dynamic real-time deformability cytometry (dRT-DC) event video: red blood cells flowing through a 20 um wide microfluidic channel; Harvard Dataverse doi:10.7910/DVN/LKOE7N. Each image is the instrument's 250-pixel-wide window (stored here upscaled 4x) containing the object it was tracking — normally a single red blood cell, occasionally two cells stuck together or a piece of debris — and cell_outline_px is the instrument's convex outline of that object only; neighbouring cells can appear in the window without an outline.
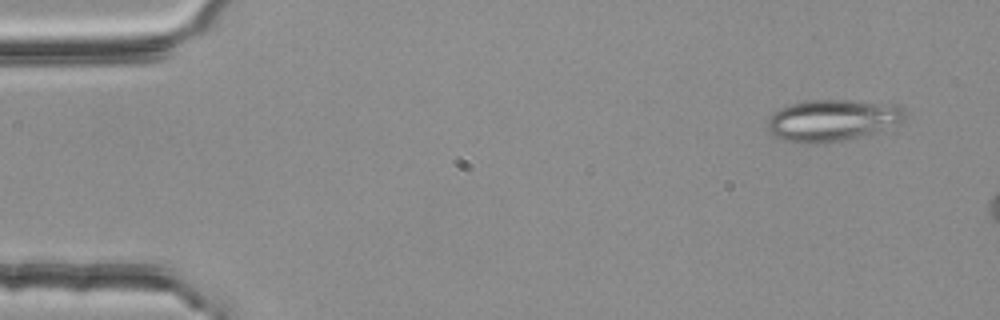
{"species": "common noctule bat (a hibernating species)", "species_latin": "Nyctalus noctula", "temperature_condition": "room temperature", "stored_images_in_passage": 8, "camera_frame_rate_fps": 3000, "um_per_image_px": 0.085, "animal": {"sex": "female", "body_mass_g": 25.1}, "frame": {"image": 1, "passage_image": 1, "time_ms": 0.0, "image_size_px": [1000, 320], "cell_outline_px": [[904, 120], [884, 132], [824, 144], [804, 144], [784, 140], [772, 136], [768, 132], [768, 120], [772, 112], [788, 104], [804, 100], [848, 100], [900, 104], [904, 108]], "centroid_in_image_um": [70.77, 10.24], "position_along_channel_um": 14.2, "area_um2": 34.39}}